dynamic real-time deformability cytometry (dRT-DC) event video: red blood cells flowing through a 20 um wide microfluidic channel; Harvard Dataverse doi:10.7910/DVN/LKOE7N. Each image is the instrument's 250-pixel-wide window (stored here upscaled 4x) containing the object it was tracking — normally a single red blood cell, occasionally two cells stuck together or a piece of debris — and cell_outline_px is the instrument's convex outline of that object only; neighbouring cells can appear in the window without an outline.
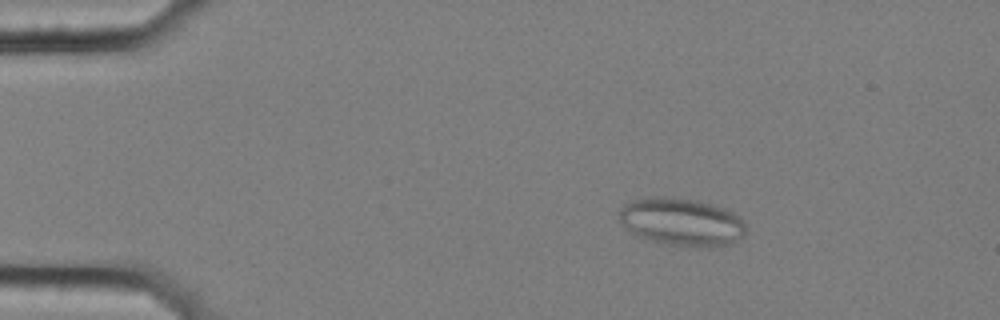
{"species": "common noctule bat (a hibernating species)", "species_latin": "Nyctalus noctula", "temperature_condition": "cold", "stored_images_in_passage": 57, "camera_frame_rate_fps": 3000, "um_per_image_px": 0.085, "animal": {"sex": "female", "body_mass_g": 25.1}, "frame": {"image": 1, "passage_image": 9, "time_ms": 2.667, "image_size_px": [1000, 320], "cell_outline_px": [[748, 228], [744, 236], [732, 244], [716, 248], [700, 248], [668, 244], [636, 236], [620, 220], [616, 212], [624, 204], [632, 200], [644, 196], [664, 196], [700, 200], [724, 208], [732, 212]], "centroid_in_image_um": [57.95, 18.86], "position_along_channel_um": 27.1, "area_um2": 35.95}}
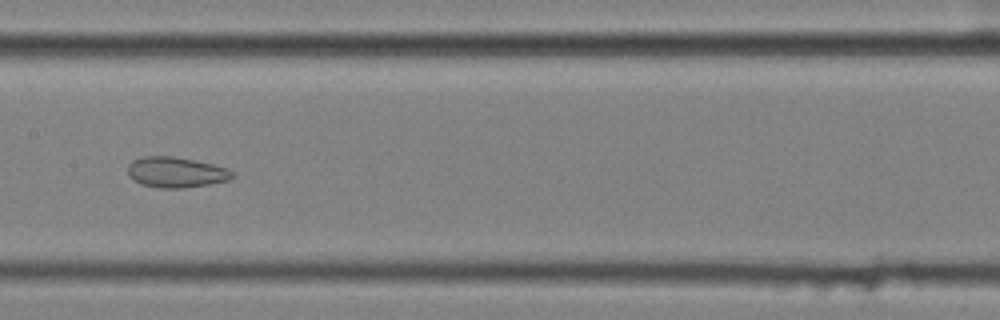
{"frame": {"image": 2, "passage_image": 29, "time_ms": 9.333, "image_size_px": [1000, 320], "cell_outline_px": [[236, 176], [228, 180], [208, 184], [180, 188], [160, 188], [140, 184], [128, 172], [128, 164], [132, 160], [144, 156], [172, 156], [212, 164], [228, 168]], "centroid_in_image_um": [14.97, 14.64], "position_along_channel_um": 192.4, "area_um2": 18.38}}
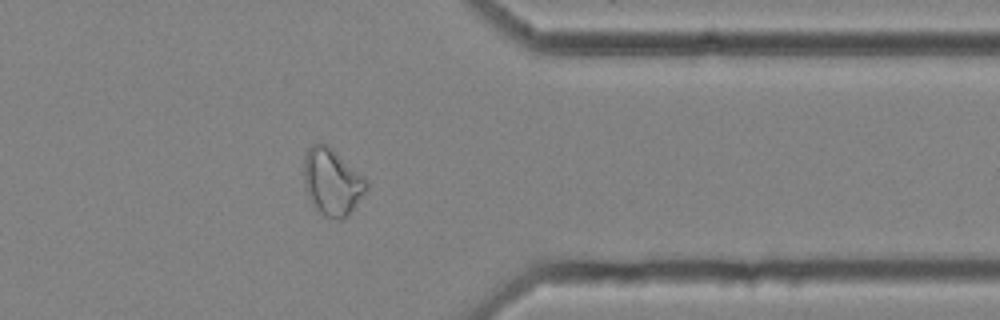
{"frame": {"image": 3, "passage_image": 46, "time_ms": 15.0, "image_size_px": [1000, 320], "cell_outline_px": [[368, 188], [348, 216], [340, 220], [324, 216], [312, 204], [304, 188], [304, 156], [308, 148], [312, 144], [328, 144], [364, 176], [368, 180]], "centroid_in_image_um": [28.23, 15.46], "position_along_channel_um": 383.2, "area_um2": 24.51}, "authors_computed_cell_mechanics": {"area_um2": 25.5476, "velocity_mm_per_s": 3.5069, "shape_relaxation_time_tau1_ms": null, "shape_relaxation_time_tau2_ms": 2.4911, "deformation_change_tau1": null, "deformation_change_tau2": 0.084}}